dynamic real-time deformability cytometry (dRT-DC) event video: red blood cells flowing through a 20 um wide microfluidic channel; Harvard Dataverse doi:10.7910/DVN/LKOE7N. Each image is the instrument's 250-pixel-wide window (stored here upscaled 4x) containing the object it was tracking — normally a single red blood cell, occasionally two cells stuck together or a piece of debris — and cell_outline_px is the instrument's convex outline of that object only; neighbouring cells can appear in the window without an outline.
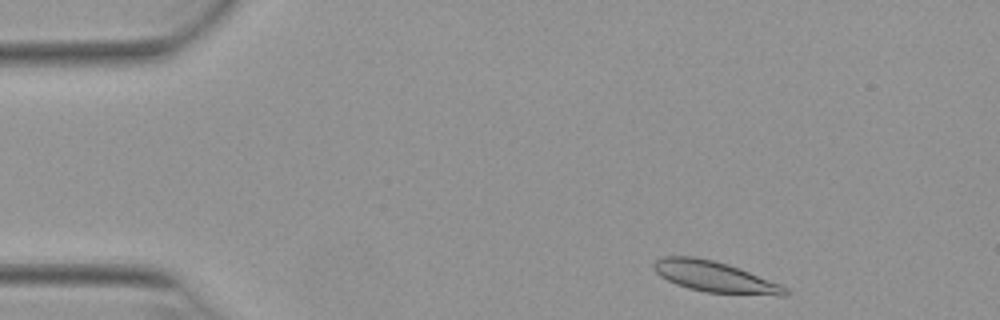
{"species": "Egyptian fruit bat (a non-hibernating species)", "species_latin": "Rousettus aegyptiacus", "temperature_condition": "warm", "stored_images_in_passage": 47, "camera_frame_rate_fps": 3000, "um_per_image_px": 0.085, "animal": {"sex": "female"}, "frame": {"image": 1, "passage_image": 2, "time_ms": 0.333, "image_size_px": [1000, 320], "cell_outline_px": [[792, 292], [788, 296], [776, 296], [704, 292], [688, 288], [676, 284], [660, 276], [652, 268], [652, 264], [656, 260], [664, 256], [692, 256], [712, 260], [728, 264], [740, 268], [780, 284], [788, 288]], "centroid_in_image_um": [60.8, 23.54], "position_along_channel_um": 24.2, "area_um2": 23.93}}
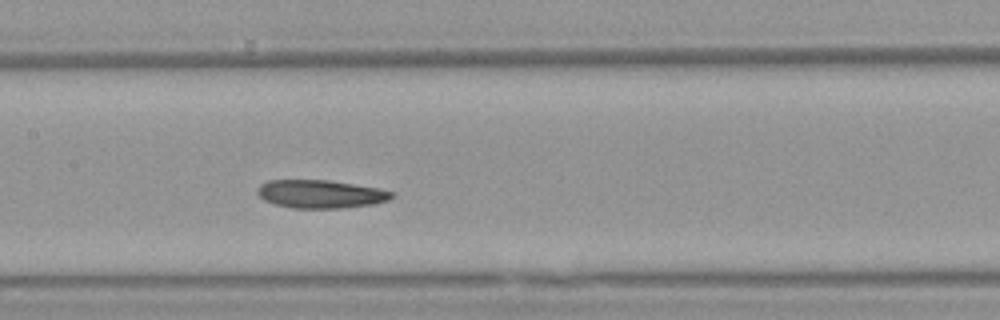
{"frame": {"image": 2, "passage_image": 20, "time_ms": 6.333, "image_size_px": [1000, 320], "cell_outline_px": [[396, 196], [388, 200], [372, 204], [344, 208], [292, 208], [276, 204], [264, 200], [256, 192], [256, 188], [260, 184], [268, 180], [328, 180], [380, 188], [392, 192]], "centroid_in_image_um": [27.24, 16.49], "position_along_channel_um": 180.2, "area_um2": 22.14}}
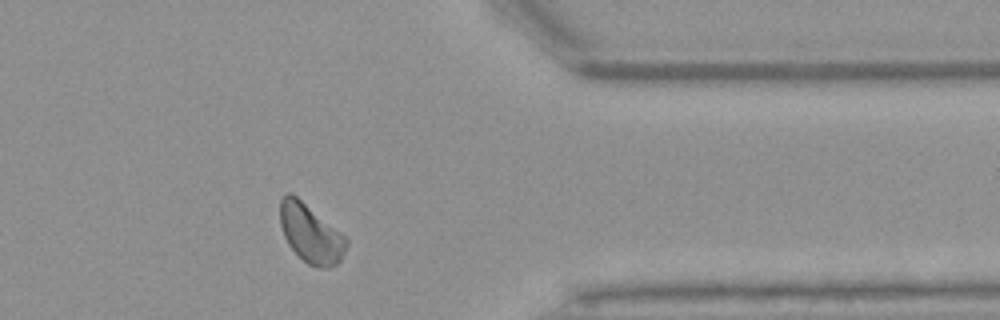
{"frame": {"image": 3, "passage_image": 37, "time_ms": 12.0, "image_size_px": [1000, 320], "cell_outline_px": [[348, 244], [340, 260], [336, 264], [328, 268], [320, 268], [308, 264], [288, 244], [284, 236], [280, 224], [280, 200], [284, 192], [292, 192], [344, 236], [348, 240]], "centroid_in_image_um": [26.37, 19.83], "position_along_channel_um": 385.0, "area_um2": 22.31}, "authors_computed_cell_mechanics": {"area_um2": 22.3108, "velocity_mm_per_s": 3.8882, "shape_relaxation_time_tau1_ms": 3.402, "shape_relaxation_time_tau2_ms": 4.5216, "deformation_change_tau1": 0.1292, "deformation_change_tau2": 0.1121}}